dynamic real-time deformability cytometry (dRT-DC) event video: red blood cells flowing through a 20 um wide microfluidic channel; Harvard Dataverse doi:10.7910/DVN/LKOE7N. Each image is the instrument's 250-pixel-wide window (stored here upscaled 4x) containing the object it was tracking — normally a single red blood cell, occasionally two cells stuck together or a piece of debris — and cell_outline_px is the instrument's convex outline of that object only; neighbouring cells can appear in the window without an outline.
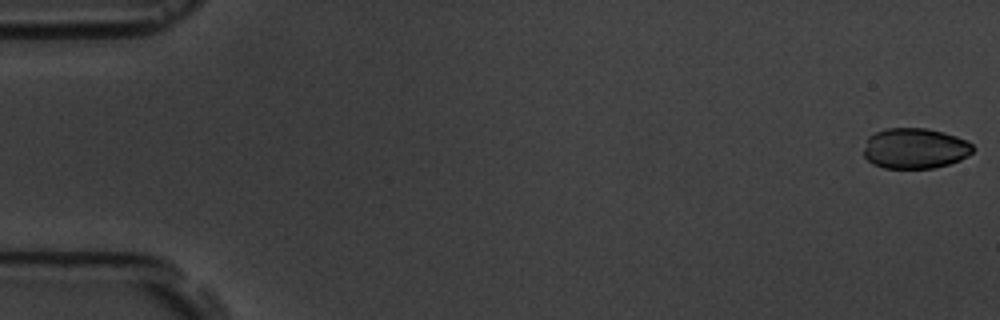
{"species": "common noctule bat (a hibernating species)", "species_latin": "Nyctalus noctula", "temperature_condition": "room temperature", "stored_images_in_passage": 7, "camera_frame_rate_fps": 3000, "um_per_image_px": 0.085, "animal": {"sex": "male", "body_mass_g": 19.5, "forearm_length_mm": 54.6}, "frame": {"image": 1, "passage_image": 1, "time_ms": 0.0, "image_size_px": [1000, 320], "cell_outline_px": [[976, 148], [968, 156], [960, 160], [948, 164], [932, 168], [884, 168], [872, 164], [864, 156], [864, 148], [868, 136], [876, 132], [888, 128], [924, 128], [944, 132], [956, 136], [972, 144]], "centroid_in_image_um": [77.77, 12.61], "position_along_channel_um": 7.2, "area_um2": 25.84}}
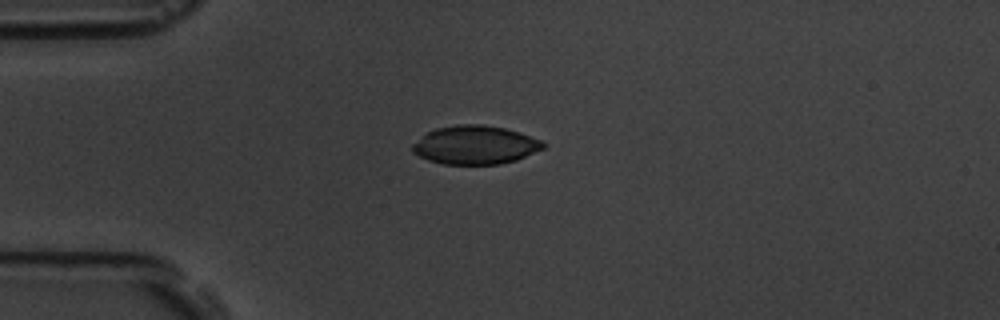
{"frame": {"image": 2, "passage_image": 5, "time_ms": 4.667, "image_size_px": [1000, 320], "cell_outline_px": [[548, 144], [544, 148], [516, 160], [500, 164], [444, 164], [428, 160], [412, 152], [412, 144], [428, 132], [436, 128], [456, 124], [480, 124], [504, 128], [520, 132], [540, 140]], "centroid_in_image_um": [40.4, 12.32], "position_along_channel_um": 44.6, "area_um2": 29.3}}
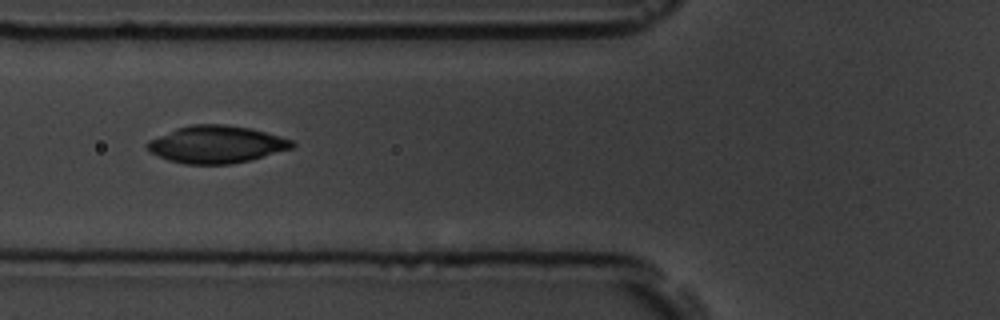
{"frame": {"image": 3, "passage_image": 7, "time_ms": 7.0, "image_size_px": [1000, 320], "cell_outline_px": [[296, 144], [292, 148], [248, 160], [232, 164], [184, 164], [168, 160], [152, 152], [144, 144], [148, 140], [176, 128], [192, 124], [224, 124], [252, 128], [292, 140]], "centroid_in_image_um": [18.37, 12.26], "position_along_channel_um": 107.4, "area_um2": 31.33}}